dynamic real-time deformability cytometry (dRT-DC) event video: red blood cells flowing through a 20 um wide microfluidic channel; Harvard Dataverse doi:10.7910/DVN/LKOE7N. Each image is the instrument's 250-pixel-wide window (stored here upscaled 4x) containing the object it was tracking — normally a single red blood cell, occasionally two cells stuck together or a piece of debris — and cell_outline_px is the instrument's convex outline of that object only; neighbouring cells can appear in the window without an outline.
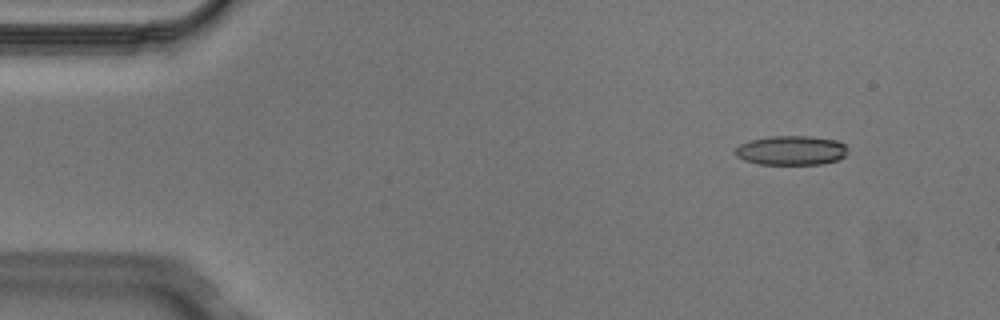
{"species": "Egyptian fruit bat (a non-hibernating species)", "species_latin": "Rousettus aegyptiacus", "temperature_condition": "cold", "stored_images_in_passage": 7, "camera_frame_rate_fps": 3000, "um_per_image_px": 0.085, "animal": {"sex": "male"}, "frame": {"image": 1, "passage_image": 2, "time_ms": 0.333, "image_size_px": [1000, 320], "cell_outline_px": [[848, 148], [844, 156], [836, 160], [820, 164], [760, 164], [744, 160], [736, 156], [736, 148], [740, 144], [748, 140], [772, 136], [812, 136], [836, 140], [844, 144]], "centroid_in_image_um": [67.25, 12.77], "position_along_channel_um": 17.8, "area_um2": 19.19}}
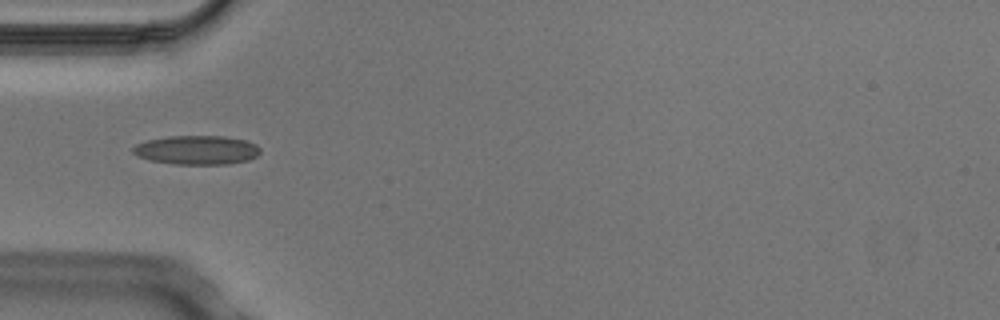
{"frame": {"image": 2, "passage_image": 5, "time_ms": 1.333, "image_size_px": [1000, 320], "cell_outline_px": [[260, 152], [256, 156], [248, 160], [228, 164], [172, 164], [148, 160], [136, 156], [132, 152], [132, 148], [136, 144], [148, 140], [168, 136], [224, 136], [248, 140], [256, 144], [260, 148]], "centroid_in_image_um": [16.72, 12.75], "position_along_channel_um": 68.3, "area_um2": 21.73}}
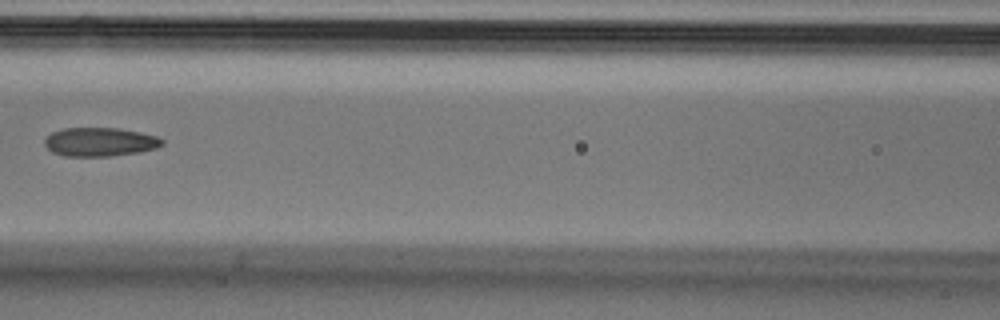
{"frame": {"image": 3, "passage_image": 7, "time_ms": 2.0, "image_size_px": [1000, 320], "cell_outline_px": [[164, 144], [156, 148], [140, 152], [112, 156], [64, 156], [52, 152], [44, 144], [44, 140], [52, 132], [64, 128], [120, 128], [140, 132], [156, 136], [164, 140]], "centroid_in_image_um": [8.51, 12.06], "position_along_channel_um": 158.1, "area_um2": 19.77}}